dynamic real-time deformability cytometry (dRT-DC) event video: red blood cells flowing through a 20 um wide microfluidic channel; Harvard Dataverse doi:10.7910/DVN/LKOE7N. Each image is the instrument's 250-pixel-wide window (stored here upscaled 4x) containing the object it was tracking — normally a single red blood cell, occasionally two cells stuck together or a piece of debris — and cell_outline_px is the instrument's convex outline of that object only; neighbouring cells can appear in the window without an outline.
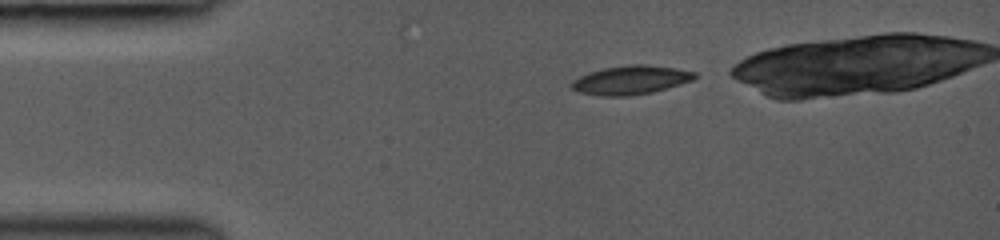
{"species": "common noctule bat (a hibernating species)", "species_latin": "Nyctalus noctula", "temperature_condition": "room temperature", "stored_images_in_passage": 3, "camera_frame_rate_fps": 3000, "um_per_image_px": 0.085, "animal": {"sex": "female", "body_mass_g": 19.0, "forearm_length_mm": 53.3}, "frame": {"image": 1, "passage_image": 1, "time_ms": 0.0, "image_size_px": [1000, 240], "cell_outline_px": [[696, 76], [692, 80], [680, 84], [652, 92], [632, 96], [600, 96], [580, 92], [572, 88], [568, 84], [572, 80], [580, 76], [604, 68], [632, 64], [644, 64], [672, 68], [696, 72]], "centroid_in_image_um": [53.58, 6.81], "position_along_channel_um": 31.4, "area_um2": 20.46}}